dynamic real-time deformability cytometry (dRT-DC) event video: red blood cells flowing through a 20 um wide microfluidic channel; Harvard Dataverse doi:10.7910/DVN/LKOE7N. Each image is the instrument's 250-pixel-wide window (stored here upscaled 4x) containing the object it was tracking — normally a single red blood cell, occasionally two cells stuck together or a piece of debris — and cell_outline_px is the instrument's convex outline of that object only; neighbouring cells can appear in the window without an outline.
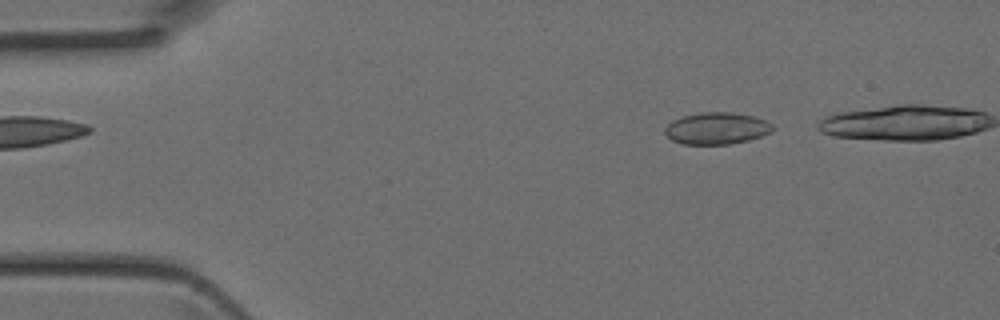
{"species": "Egyptian fruit bat (a non-hibernating species)", "species_latin": "Rousettus aegyptiacus", "temperature_condition": "room temperature", "stored_images_in_passage": 32, "camera_frame_rate_fps": 3000, "um_per_image_px": 0.085, "animal": {"sex": "female"}, "frame": {"image": 1, "passage_image": 1, "time_ms": 0.0, "image_size_px": [1000, 320], "cell_outline_px": [[776, 128], [772, 132], [748, 140], [728, 144], [684, 144], [672, 140], [664, 132], [664, 128], [672, 120], [684, 116], [700, 112], [732, 112], [756, 116], [768, 120]], "centroid_in_image_um": [60.96, 10.89], "position_along_channel_um": 24.0, "area_um2": 20.17}}
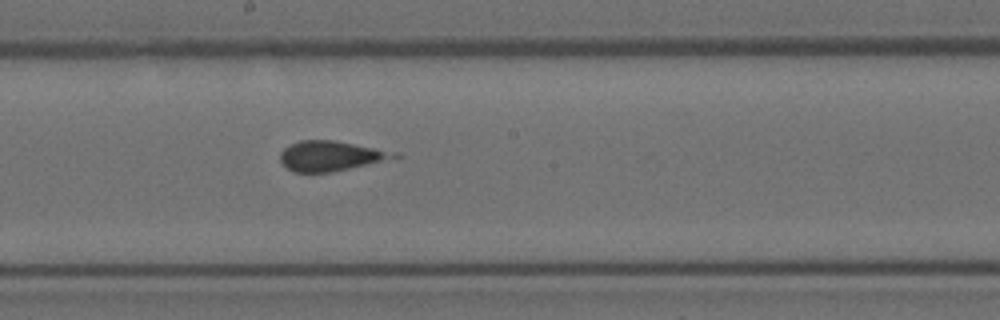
{"frame": {"image": 2, "passage_image": 18, "time_ms": 5.667, "image_size_px": [1000, 320], "cell_outline_px": [[404, 156], [332, 172], [296, 172], [288, 168], [280, 160], [280, 152], [284, 148], [300, 140], [332, 140], [400, 152]], "centroid_in_image_um": [28.16, 13.25], "position_along_channel_um": 220.0, "area_um2": 19.83}}
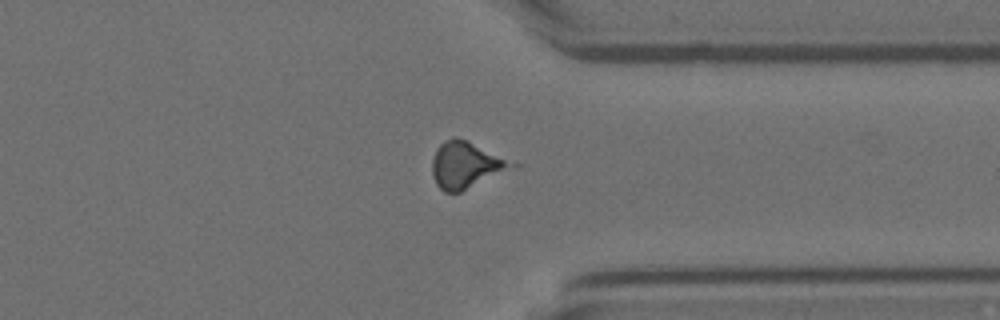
{"frame": {"image": 3, "passage_image": 28, "time_ms": 9.0, "image_size_px": [1000, 320], "cell_outline_px": [[520, 164], [460, 192], [444, 192], [436, 184], [432, 176], [432, 160], [436, 148], [444, 140], [452, 136], [456, 136], [468, 140]], "centroid_in_image_um": [39.58, 13.99], "position_along_channel_um": 371.8, "area_um2": 21.68}}